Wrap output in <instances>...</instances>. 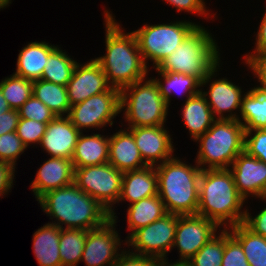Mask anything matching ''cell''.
<instances>
[{"label": "cell", "mask_w": 266, "mask_h": 266, "mask_svg": "<svg viewBox=\"0 0 266 266\" xmlns=\"http://www.w3.org/2000/svg\"><path fill=\"white\" fill-rule=\"evenodd\" d=\"M37 170L30 184L36 201L46 192L74 183V166L70 159L50 157Z\"/></svg>", "instance_id": "d6986e66"}, {"label": "cell", "mask_w": 266, "mask_h": 266, "mask_svg": "<svg viewBox=\"0 0 266 266\" xmlns=\"http://www.w3.org/2000/svg\"><path fill=\"white\" fill-rule=\"evenodd\" d=\"M194 142L199 144L195 162L201 170L229 169L244 151L245 128L238 120L216 119Z\"/></svg>", "instance_id": "8992f818"}, {"label": "cell", "mask_w": 266, "mask_h": 266, "mask_svg": "<svg viewBox=\"0 0 266 266\" xmlns=\"http://www.w3.org/2000/svg\"><path fill=\"white\" fill-rule=\"evenodd\" d=\"M58 47L46 41L29 42L19 50L14 74L31 81L41 79L49 55Z\"/></svg>", "instance_id": "7402d4cb"}, {"label": "cell", "mask_w": 266, "mask_h": 266, "mask_svg": "<svg viewBox=\"0 0 266 266\" xmlns=\"http://www.w3.org/2000/svg\"><path fill=\"white\" fill-rule=\"evenodd\" d=\"M182 120L187 128L190 138L195 141L199 136L207 132L216 120L205 97L199 93L185 99L183 102Z\"/></svg>", "instance_id": "cb8c5ba5"}, {"label": "cell", "mask_w": 266, "mask_h": 266, "mask_svg": "<svg viewBox=\"0 0 266 266\" xmlns=\"http://www.w3.org/2000/svg\"><path fill=\"white\" fill-rule=\"evenodd\" d=\"M37 201L49 223L60 229L90 230L110 219L109 211L74 183L46 192Z\"/></svg>", "instance_id": "7a4b0ae2"}, {"label": "cell", "mask_w": 266, "mask_h": 266, "mask_svg": "<svg viewBox=\"0 0 266 266\" xmlns=\"http://www.w3.org/2000/svg\"><path fill=\"white\" fill-rule=\"evenodd\" d=\"M67 53L61 46L57 47L49 55L41 79L67 86L78 63Z\"/></svg>", "instance_id": "4dcf8cb0"}, {"label": "cell", "mask_w": 266, "mask_h": 266, "mask_svg": "<svg viewBox=\"0 0 266 266\" xmlns=\"http://www.w3.org/2000/svg\"><path fill=\"white\" fill-rule=\"evenodd\" d=\"M67 94L70 105L73 106L93 95L107 91L111 86L101 68L95 60L76 64L72 78L67 83Z\"/></svg>", "instance_id": "e0dca14e"}, {"label": "cell", "mask_w": 266, "mask_h": 266, "mask_svg": "<svg viewBox=\"0 0 266 266\" xmlns=\"http://www.w3.org/2000/svg\"><path fill=\"white\" fill-rule=\"evenodd\" d=\"M179 158L174 156L155 166L158 176V195L167 213L197 214L202 170L195 161V165L192 163L189 165Z\"/></svg>", "instance_id": "277c9868"}, {"label": "cell", "mask_w": 266, "mask_h": 266, "mask_svg": "<svg viewBox=\"0 0 266 266\" xmlns=\"http://www.w3.org/2000/svg\"><path fill=\"white\" fill-rule=\"evenodd\" d=\"M255 34L256 43L254 50L248 52L246 55L244 54V57H266V9Z\"/></svg>", "instance_id": "f6af8a7d"}, {"label": "cell", "mask_w": 266, "mask_h": 266, "mask_svg": "<svg viewBox=\"0 0 266 266\" xmlns=\"http://www.w3.org/2000/svg\"><path fill=\"white\" fill-rule=\"evenodd\" d=\"M80 134L81 132L72 124L68 116H56L47 124L39 146L50 157L72 160Z\"/></svg>", "instance_id": "ac0fdd59"}, {"label": "cell", "mask_w": 266, "mask_h": 266, "mask_svg": "<svg viewBox=\"0 0 266 266\" xmlns=\"http://www.w3.org/2000/svg\"><path fill=\"white\" fill-rule=\"evenodd\" d=\"M158 195V176L155 166L123 173L121 194L119 203L128 202L133 204L147 197Z\"/></svg>", "instance_id": "44dd1931"}, {"label": "cell", "mask_w": 266, "mask_h": 266, "mask_svg": "<svg viewBox=\"0 0 266 266\" xmlns=\"http://www.w3.org/2000/svg\"><path fill=\"white\" fill-rule=\"evenodd\" d=\"M0 88L9 107L18 110L32 96L33 81L13 73L1 80Z\"/></svg>", "instance_id": "d6a6232c"}, {"label": "cell", "mask_w": 266, "mask_h": 266, "mask_svg": "<svg viewBox=\"0 0 266 266\" xmlns=\"http://www.w3.org/2000/svg\"><path fill=\"white\" fill-rule=\"evenodd\" d=\"M113 12L104 10L105 51L94 58L100 65L111 87L119 90L148 77V68L138 48L134 33L126 32Z\"/></svg>", "instance_id": "6da1fadb"}, {"label": "cell", "mask_w": 266, "mask_h": 266, "mask_svg": "<svg viewBox=\"0 0 266 266\" xmlns=\"http://www.w3.org/2000/svg\"><path fill=\"white\" fill-rule=\"evenodd\" d=\"M159 259L153 256L139 255L126 249L112 266H157Z\"/></svg>", "instance_id": "b9f144b4"}, {"label": "cell", "mask_w": 266, "mask_h": 266, "mask_svg": "<svg viewBox=\"0 0 266 266\" xmlns=\"http://www.w3.org/2000/svg\"><path fill=\"white\" fill-rule=\"evenodd\" d=\"M122 178L123 172L109 162L74 168V184L105 207L110 218H118L114 208L121 194Z\"/></svg>", "instance_id": "9c48e42d"}, {"label": "cell", "mask_w": 266, "mask_h": 266, "mask_svg": "<svg viewBox=\"0 0 266 266\" xmlns=\"http://www.w3.org/2000/svg\"><path fill=\"white\" fill-rule=\"evenodd\" d=\"M219 65L221 64L219 63L201 82L200 93L205 97L215 119L238 120L244 90L242 86L236 85L228 78H215L219 76L221 67ZM207 85H209L206 89L208 91H205L204 87Z\"/></svg>", "instance_id": "7c38bea8"}, {"label": "cell", "mask_w": 266, "mask_h": 266, "mask_svg": "<svg viewBox=\"0 0 266 266\" xmlns=\"http://www.w3.org/2000/svg\"><path fill=\"white\" fill-rule=\"evenodd\" d=\"M32 95L44 103L56 116H68L70 102L67 87L39 79L33 81Z\"/></svg>", "instance_id": "f1b7e54d"}, {"label": "cell", "mask_w": 266, "mask_h": 266, "mask_svg": "<svg viewBox=\"0 0 266 266\" xmlns=\"http://www.w3.org/2000/svg\"><path fill=\"white\" fill-rule=\"evenodd\" d=\"M198 25L202 24L185 19L162 24H144L132 32L146 66L149 68L148 63L152 62L153 67L150 68L155 69Z\"/></svg>", "instance_id": "ba28073f"}, {"label": "cell", "mask_w": 266, "mask_h": 266, "mask_svg": "<svg viewBox=\"0 0 266 266\" xmlns=\"http://www.w3.org/2000/svg\"><path fill=\"white\" fill-rule=\"evenodd\" d=\"M169 106L153 77H146L120 90V111L126 127L166 124Z\"/></svg>", "instance_id": "52a82bcc"}, {"label": "cell", "mask_w": 266, "mask_h": 266, "mask_svg": "<svg viewBox=\"0 0 266 266\" xmlns=\"http://www.w3.org/2000/svg\"><path fill=\"white\" fill-rule=\"evenodd\" d=\"M197 214L214 221L221 228L244 221L247 201L238 193L229 169L202 170L199 180Z\"/></svg>", "instance_id": "3957f363"}, {"label": "cell", "mask_w": 266, "mask_h": 266, "mask_svg": "<svg viewBox=\"0 0 266 266\" xmlns=\"http://www.w3.org/2000/svg\"><path fill=\"white\" fill-rule=\"evenodd\" d=\"M238 121L245 130L266 129V93L250 87L242 97Z\"/></svg>", "instance_id": "83f0119b"}, {"label": "cell", "mask_w": 266, "mask_h": 266, "mask_svg": "<svg viewBox=\"0 0 266 266\" xmlns=\"http://www.w3.org/2000/svg\"><path fill=\"white\" fill-rule=\"evenodd\" d=\"M19 119V111L15 109H10L0 115V136L8 132L16 131Z\"/></svg>", "instance_id": "bcb514c9"}, {"label": "cell", "mask_w": 266, "mask_h": 266, "mask_svg": "<svg viewBox=\"0 0 266 266\" xmlns=\"http://www.w3.org/2000/svg\"><path fill=\"white\" fill-rule=\"evenodd\" d=\"M222 266H250L241 244L230 234L228 228H225V250Z\"/></svg>", "instance_id": "74e56055"}, {"label": "cell", "mask_w": 266, "mask_h": 266, "mask_svg": "<svg viewBox=\"0 0 266 266\" xmlns=\"http://www.w3.org/2000/svg\"><path fill=\"white\" fill-rule=\"evenodd\" d=\"M169 259H159L157 266H189L187 262H171Z\"/></svg>", "instance_id": "7dc6e473"}, {"label": "cell", "mask_w": 266, "mask_h": 266, "mask_svg": "<svg viewBox=\"0 0 266 266\" xmlns=\"http://www.w3.org/2000/svg\"><path fill=\"white\" fill-rule=\"evenodd\" d=\"M109 163L121 172L146 167L135 143L133 133L128 129H119L109 136Z\"/></svg>", "instance_id": "ffe728a7"}, {"label": "cell", "mask_w": 266, "mask_h": 266, "mask_svg": "<svg viewBox=\"0 0 266 266\" xmlns=\"http://www.w3.org/2000/svg\"><path fill=\"white\" fill-rule=\"evenodd\" d=\"M125 128L133 133L135 143L147 166H157L176 156L172 135L164 125Z\"/></svg>", "instance_id": "2e32d148"}, {"label": "cell", "mask_w": 266, "mask_h": 266, "mask_svg": "<svg viewBox=\"0 0 266 266\" xmlns=\"http://www.w3.org/2000/svg\"><path fill=\"white\" fill-rule=\"evenodd\" d=\"M47 124L48 123L20 118L15 132L27 148L33 144V147H35V145H40Z\"/></svg>", "instance_id": "d590c367"}, {"label": "cell", "mask_w": 266, "mask_h": 266, "mask_svg": "<svg viewBox=\"0 0 266 266\" xmlns=\"http://www.w3.org/2000/svg\"><path fill=\"white\" fill-rule=\"evenodd\" d=\"M238 193L248 201L249 197L266 198V163L241 152L229 167Z\"/></svg>", "instance_id": "9a60e30c"}, {"label": "cell", "mask_w": 266, "mask_h": 266, "mask_svg": "<svg viewBox=\"0 0 266 266\" xmlns=\"http://www.w3.org/2000/svg\"><path fill=\"white\" fill-rule=\"evenodd\" d=\"M217 233L187 261L189 266H222L225 228H220Z\"/></svg>", "instance_id": "836d02e7"}, {"label": "cell", "mask_w": 266, "mask_h": 266, "mask_svg": "<svg viewBox=\"0 0 266 266\" xmlns=\"http://www.w3.org/2000/svg\"><path fill=\"white\" fill-rule=\"evenodd\" d=\"M244 60L242 63H245V66L248 67V70L252 71L251 73L254 78L257 79V86L254 88L257 90L266 93V57H243Z\"/></svg>", "instance_id": "60d3db41"}, {"label": "cell", "mask_w": 266, "mask_h": 266, "mask_svg": "<svg viewBox=\"0 0 266 266\" xmlns=\"http://www.w3.org/2000/svg\"><path fill=\"white\" fill-rule=\"evenodd\" d=\"M61 229L46 223L33 234V253L39 266H62L59 254Z\"/></svg>", "instance_id": "d4e9b609"}, {"label": "cell", "mask_w": 266, "mask_h": 266, "mask_svg": "<svg viewBox=\"0 0 266 266\" xmlns=\"http://www.w3.org/2000/svg\"><path fill=\"white\" fill-rule=\"evenodd\" d=\"M266 204V198L262 199V202ZM246 209L245 218L243 224L250 229L253 233L261 235L266 238V207L258 211L255 216H252L249 209Z\"/></svg>", "instance_id": "7bdbcfd3"}, {"label": "cell", "mask_w": 266, "mask_h": 266, "mask_svg": "<svg viewBox=\"0 0 266 266\" xmlns=\"http://www.w3.org/2000/svg\"><path fill=\"white\" fill-rule=\"evenodd\" d=\"M156 72L160 78L159 76L153 78L157 82L160 94L167 101L168 106L171 105L172 97L175 94L185 96L187 100L201 91V82L196 77L183 73Z\"/></svg>", "instance_id": "4316f807"}, {"label": "cell", "mask_w": 266, "mask_h": 266, "mask_svg": "<svg viewBox=\"0 0 266 266\" xmlns=\"http://www.w3.org/2000/svg\"><path fill=\"white\" fill-rule=\"evenodd\" d=\"M27 150L15 131L0 136V161L8 162L15 168L21 154Z\"/></svg>", "instance_id": "e575fe53"}, {"label": "cell", "mask_w": 266, "mask_h": 266, "mask_svg": "<svg viewBox=\"0 0 266 266\" xmlns=\"http://www.w3.org/2000/svg\"><path fill=\"white\" fill-rule=\"evenodd\" d=\"M15 168L8 162L0 161V198L6 197L11 192L15 181Z\"/></svg>", "instance_id": "ee69618b"}, {"label": "cell", "mask_w": 266, "mask_h": 266, "mask_svg": "<svg viewBox=\"0 0 266 266\" xmlns=\"http://www.w3.org/2000/svg\"><path fill=\"white\" fill-rule=\"evenodd\" d=\"M228 229L241 244L250 266H266V238L253 233L243 223Z\"/></svg>", "instance_id": "f546056e"}, {"label": "cell", "mask_w": 266, "mask_h": 266, "mask_svg": "<svg viewBox=\"0 0 266 266\" xmlns=\"http://www.w3.org/2000/svg\"><path fill=\"white\" fill-rule=\"evenodd\" d=\"M11 108L9 107L7 100L4 98L2 90L0 88V115L7 112Z\"/></svg>", "instance_id": "c3c4849f"}, {"label": "cell", "mask_w": 266, "mask_h": 266, "mask_svg": "<svg viewBox=\"0 0 266 266\" xmlns=\"http://www.w3.org/2000/svg\"><path fill=\"white\" fill-rule=\"evenodd\" d=\"M219 227L214 221L201 215H180L172 250L177 248L179 259L176 262H187L191 259L211 238Z\"/></svg>", "instance_id": "5bb4252c"}, {"label": "cell", "mask_w": 266, "mask_h": 266, "mask_svg": "<svg viewBox=\"0 0 266 266\" xmlns=\"http://www.w3.org/2000/svg\"><path fill=\"white\" fill-rule=\"evenodd\" d=\"M87 231L82 229H61L59 254L62 266H77L80 263Z\"/></svg>", "instance_id": "1f68e13d"}, {"label": "cell", "mask_w": 266, "mask_h": 266, "mask_svg": "<svg viewBox=\"0 0 266 266\" xmlns=\"http://www.w3.org/2000/svg\"><path fill=\"white\" fill-rule=\"evenodd\" d=\"M167 213L153 223L135 230L127 239L126 247L130 252L168 259L174 243L178 217ZM132 249H129L131 248Z\"/></svg>", "instance_id": "8fae6325"}, {"label": "cell", "mask_w": 266, "mask_h": 266, "mask_svg": "<svg viewBox=\"0 0 266 266\" xmlns=\"http://www.w3.org/2000/svg\"><path fill=\"white\" fill-rule=\"evenodd\" d=\"M12 0H0V10L5 9L6 7H9Z\"/></svg>", "instance_id": "681fc988"}, {"label": "cell", "mask_w": 266, "mask_h": 266, "mask_svg": "<svg viewBox=\"0 0 266 266\" xmlns=\"http://www.w3.org/2000/svg\"><path fill=\"white\" fill-rule=\"evenodd\" d=\"M165 1V3L169 4V6H172L175 8L179 14L180 12H186L191 14H196V16L204 17V19L209 20V18H216V14L212 13L211 10H209L206 6L205 0H162V2ZM211 13V14H210Z\"/></svg>", "instance_id": "ab89813d"}, {"label": "cell", "mask_w": 266, "mask_h": 266, "mask_svg": "<svg viewBox=\"0 0 266 266\" xmlns=\"http://www.w3.org/2000/svg\"><path fill=\"white\" fill-rule=\"evenodd\" d=\"M20 118L49 123L56 115L33 95L18 109Z\"/></svg>", "instance_id": "8d00e7d4"}, {"label": "cell", "mask_w": 266, "mask_h": 266, "mask_svg": "<svg viewBox=\"0 0 266 266\" xmlns=\"http://www.w3.org/2000/svg\"><path fill=\"white\" fill-rule=\"evenodd\" d=\"M120 113V90L110 87L103 93L71 106L68 117L82 133L86 129L100 131L104 127L113 126L114 118Z\"/></svg>", "instance_id": "30bf717a"}, {"label": "cell", "mask_w": 266, "mask_h": 266, "mask_svg": "<svg viewBox=\"0 0 266 266\" xmlns=\"http://www.w3.org/2000/svg\"><path fill=\"white\" fill-rule=\"evenodd\" d=\"M109 135L82 132L76 143L72 162L74 168L102 165L109 161Z\"/></svg>", "instance_id": "603a6c76"}, {"label": "cell", "mask_w": 266, "mask_h": 266, "mask_svg": "<svg viewBox=\"0 0 266 266\" xmlns=\"http://www.w3.org/2000/svg\"><path fill=\"white\" fill-rule=\"evenodd\" d=\"M116 223L117 218H110L102 226L87 231L80 262L86 266H112L116 262L126 245L115 229Z\"/></svg>", "instance_id": "4fadbf2b"}, {"label": "cell", "mask_w": 266, "mask_h": 266, "mask_svg": "<svg viewBox=\"0 0 266 266\" xmlns=\"http://www.w3.org/2000/svg\"><path fill=\"white\" fill-rule=\"evenodd\" d=\"M244 151L266 163V129L245 130Z\"/></svg>", "instance_id": "f35d334b"}, {"label": "cell", "mask_w": 266, "mask_h": 266, "mask_svg": "<svg viewBox=\"0 0 266 266\" xmlns=\"http://www.w3.org/2000/svg\"><path fill=\"white\" fill-rule=\"evenodd\" d=\"M210 32L198 25L155 70L183 73L202 82L221 62L220 48Z\"/></svg>", "instance_id": "5b68a950"}, {"label": "cell", "mask_w": 266, "mask_h": 266, "mask_svg": "<svg viewBox=\"0 0 266 266\" xmlns=\"http://www.w3.org/2000/svg\"><path fill=\"white\" fill-rule=\"evenodd\" d=\"M127 230L125 240L137 229L147 226L162 218L167 211L159 195L147 197L127 207Z\"/></svg>", "instance_id": "484cf974"}]
</instances>
